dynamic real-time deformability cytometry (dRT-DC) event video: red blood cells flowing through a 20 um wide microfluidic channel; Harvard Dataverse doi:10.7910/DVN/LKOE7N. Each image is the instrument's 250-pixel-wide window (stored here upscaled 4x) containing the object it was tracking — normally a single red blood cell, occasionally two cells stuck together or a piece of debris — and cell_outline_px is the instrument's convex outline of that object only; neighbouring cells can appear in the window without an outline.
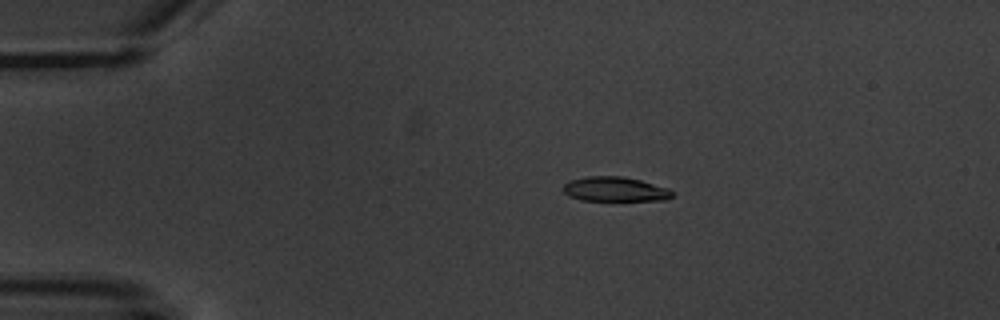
{"species": "common noctule bat (a hibernating species)", "species_latin": "Nyctalus noctula", "temperature_condition": "warm", "stored_images_in_passage": 6, "camera_frame_rate_fps": 3000, "um_per_image_px": 0.085, "animal": {"sex": "male", "body_mass_g": 20.1, "forearm_length_mm": 53.5}, "frame": {"image": 1, "passage_image": 3, "time_ms": 2.333, "image_size_px": [1000, 320], "cell_outline_px": [[672, 196], [668, 200], [584, 200], [568, 196], [564, 192], [564, 184], [572, 180], [588, 176], [624, 176], [640, 180], [668, 188], [672, 192]], "centroid_in_image_um": [52.29, 16.08], "position_along_channel_um": 32.7, "area_um2": 15.43}}
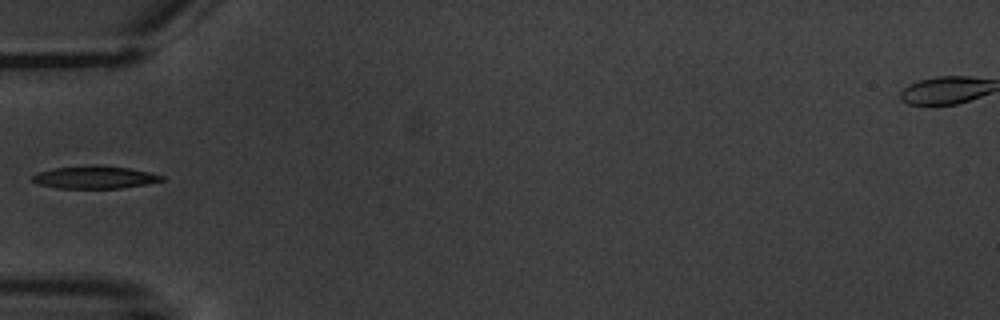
{"frame": {"image": 2, "passage_image": 5, "time_ms": 5.0, "image_size_px": [1000, 320], "cell_outline_px": [[164, 180], [148, 184], [120, 188], [56, 188], [36, 184], [32, 180], [32, 176], [36, 172], [56, 168], [92, 164], [96, 164], [128, 168], [148, 172], [164, 176]], "centroid_in_image_um": [8.02, 15.06], "position_along_channel_um": 77.0, "area_um2": 17.17}}